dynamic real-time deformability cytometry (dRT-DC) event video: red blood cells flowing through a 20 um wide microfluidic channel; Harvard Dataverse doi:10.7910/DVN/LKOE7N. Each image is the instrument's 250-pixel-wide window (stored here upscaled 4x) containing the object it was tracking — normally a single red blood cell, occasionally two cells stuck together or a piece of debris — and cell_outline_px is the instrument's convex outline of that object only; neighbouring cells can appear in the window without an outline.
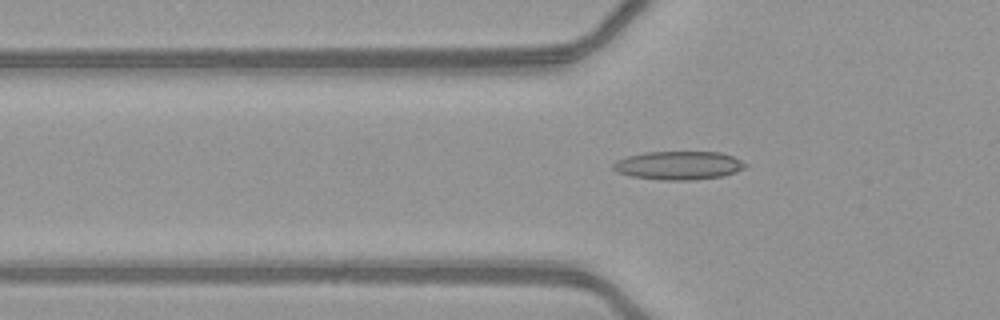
{"species": "common noctule bat (a hibernating species)", "species_latin": "Nyctalus noctula", "temperature_condition": "warm", "stored_images_in_passage": 52, "camera_frame_rate_fps": 3000, "um_per_image_px": 0.085, "animal": {"sex": "female", "body_mass_g": 21.9}, "frame": {"image": 1, "passage_image": 19, "time_ms": 6.0, "image_size_px": [1000, 320], "cell_outline_px": [[748, 164], [744, 168], [736, 172], [720, 176], [688, 180], [664, 180], [632, 176], [616, 172], [612, 168], [612, 164], [616, 160], [628, 156], [644, 152], [720, 152], [732, 156]], "centroid_in_image_um": [57.65, 14.05], "position_along_channel_um": 68.1, "area_um2": 21.79}}
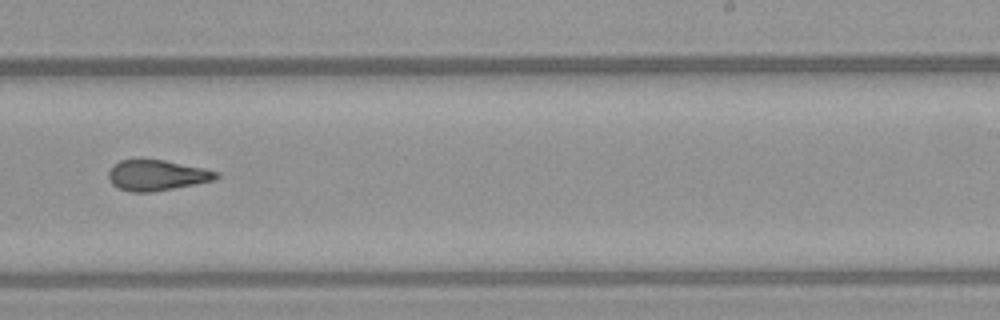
{"frame": {"image": 2, "passage_image": 34, "time_ms": 11.0, "image_size_px": [1000, 320], "cell_outline_px": [[220, 176], [216, 180], [196, 184], [152, 192], [128, 192], [112, 184], [108, 180], [108, 172], [112, 164], [120, 160], [140, 156], [164, 160], [204, 168], [220, 172]], "centroid_in_image_um": [13.3, 14.86], "position_along_channel_um": 275.7, "area_um2": 20.0}}
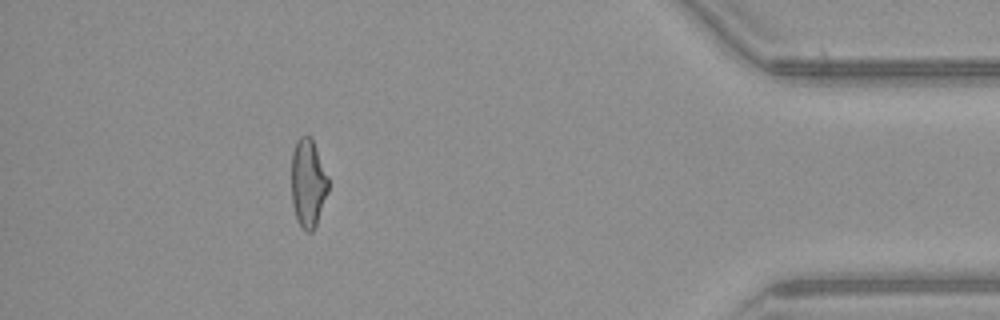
{"frame": {"image": 3, "passage_image": 47, "time_ms": 15.333, "image_size_px": [1000, 320], "cell_outline_px": [[328, 192], [316, 224], [312, 232], [308, 232], [296, 220], [292, 204], [292, 152], [296, 140], [300, 136], [312, 136], [328, 176]], "centroid_in_image_um": [26.18, 15.52], "position_along_channel_um": 409.0, "area_um2": 19.02}, "authors_computed_cell_mechanics": {"area_um2": 19.652, "velocity_mm_per_s": 4.1639, "shape_relaxation_time_tau1_ms": 8.8928, "shape_relaxation_time_tau2_ms": 2.2219, "deformation_change_tau1": 0.2446, "deformation_change_tau2": 0.1149}}